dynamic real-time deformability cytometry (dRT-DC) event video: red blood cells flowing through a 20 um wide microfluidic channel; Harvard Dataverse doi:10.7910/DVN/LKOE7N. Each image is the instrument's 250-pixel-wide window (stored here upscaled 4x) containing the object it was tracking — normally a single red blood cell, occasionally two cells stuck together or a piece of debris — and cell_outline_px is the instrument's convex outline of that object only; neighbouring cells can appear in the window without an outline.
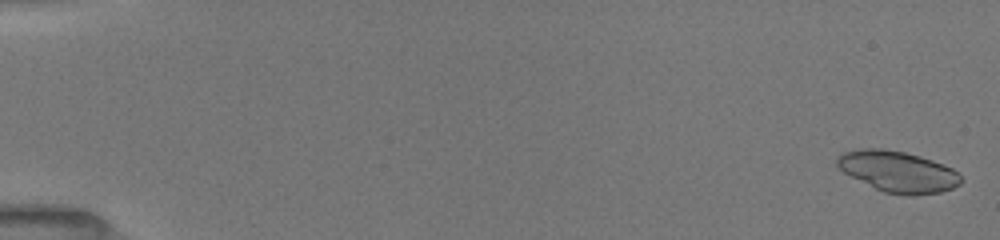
{"species": "common noctule bat (a hibernating species)", "species_latin": "Nyctalus noctula", "temperature_condition": "room temperature", "stored_images_in_passage": 53, "camera_frame_rate_fps": 3000, "um_per_image_px": 0.085, "animal": {"sex": "female", "body_mass_g": 19.5, "forearm_length_mm": 54.1}, "frame": {"image": 1, "passage_image": 2, "time_ms": 0.333, "image_size_px": [1000, 240], "cell_outline_px": [[964, 180], [960, 184], [952, 188], [940, 192], [912, 196], [904, 196], [884, 192], [844, 172], [836, 164], [836, 160], [844, 152], [860, 148], [880, 148], [904, 152], [920, 156], [932, 160], [952, 168]], "centroid_in_image_um": [76.35, 14.59], "position_along_channel_um": 8.6, "area_um2": 29.36}}